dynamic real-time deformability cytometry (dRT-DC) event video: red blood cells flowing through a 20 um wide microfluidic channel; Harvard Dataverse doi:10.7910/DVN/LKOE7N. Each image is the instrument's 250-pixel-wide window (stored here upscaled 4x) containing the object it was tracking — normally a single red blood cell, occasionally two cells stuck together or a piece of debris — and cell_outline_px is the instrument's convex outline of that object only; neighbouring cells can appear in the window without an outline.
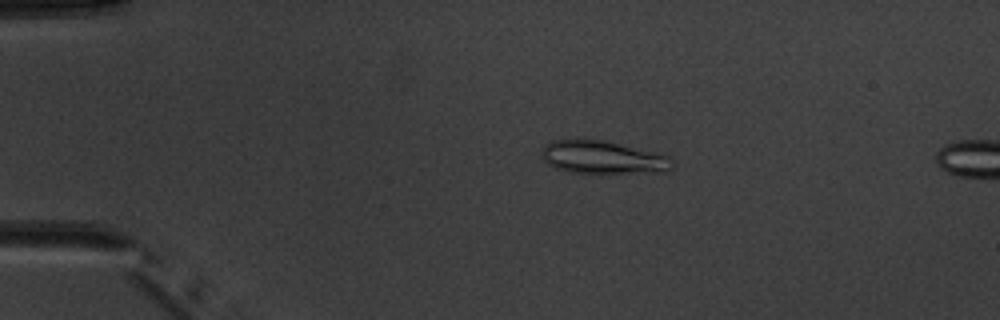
{"species": "common noctule bat (a hibernating species)", "species_latin": "Nyctalus noctula", "temperature_condition": "warm", "stored_images_in_passage": 5, "camera_frame_rate_fps": 3000, "um_per_image_px": 0.085, "animal": {"sex": "male", "body_mass_g": 20.1, "forearm_length_mm": 53.5}, "frame": {"image": 1, "passage_image": 4, "time_ms": 3.333, "image_size_px": [1000, 320], "cell_outline_px": [[672, 168], [664, 172], [572, 172], [556, 168], [548, 164], [544, 160], [540, 152], [544, 144], [552, 140], [584, 136], [604, 140], [656, 152], [668, 156], [672, 160]], "centroid_in_image_um": [51.16, 13.32], "position_along_channel_um": 33.8, "area_um2": 25.49}}